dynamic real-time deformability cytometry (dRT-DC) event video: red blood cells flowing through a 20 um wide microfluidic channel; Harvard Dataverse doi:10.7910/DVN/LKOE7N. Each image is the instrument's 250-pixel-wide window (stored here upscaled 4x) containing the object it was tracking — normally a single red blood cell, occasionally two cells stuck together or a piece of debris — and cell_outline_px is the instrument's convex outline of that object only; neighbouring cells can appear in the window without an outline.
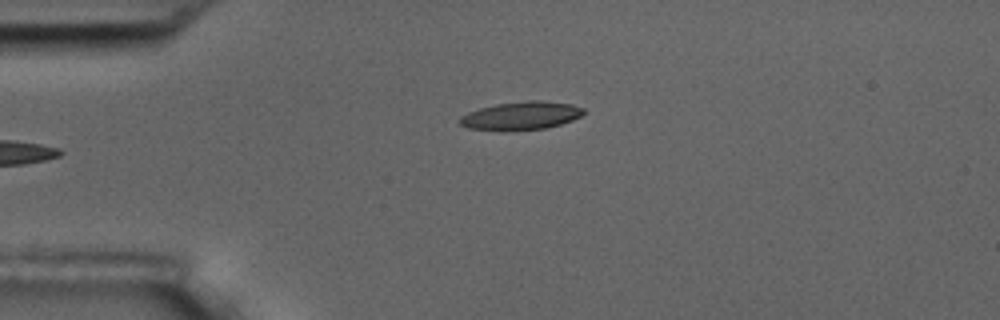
{"species": "common noctule bat (a hibernating species)", "species_latin": "Nyctalus noctula", "temperature_condition": "room temperature", "stored_images_in_passage": 4, "camera_frame_rate_fps": 3000, "um_per_image_px": 0.085, "animal": {"sex": "male", "body_mass_g": 17.5, "forearm_length_mm": 52.3}, "frame": {"image": 1, "passage_image": 4, "time_ms": 3.333, "image_size_px": [1000, 320], "cell_outline_px": [[588, 112], [572, 120], [548, 128], [508, 132], [500, 132], [468, 128], [460, 124], [460, 116], [468, 112], [480, 108], [496, 104], [528, 100], [544, 100], [572, 104], [584, 108]], "centroid_in_image_um": [44.31, 9.85], "position_along_channel_um": 40.7, "area_um2": 20.92}}